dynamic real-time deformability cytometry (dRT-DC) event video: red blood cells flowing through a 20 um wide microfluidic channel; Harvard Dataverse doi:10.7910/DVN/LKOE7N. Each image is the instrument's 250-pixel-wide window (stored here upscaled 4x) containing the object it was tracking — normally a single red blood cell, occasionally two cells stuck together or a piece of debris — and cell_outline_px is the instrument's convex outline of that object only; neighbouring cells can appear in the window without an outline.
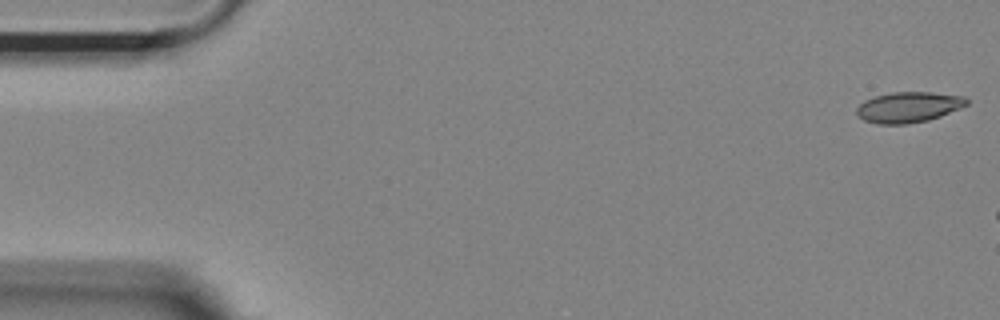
{"species": "Egyptian fruit bat (a non-hibernating species)", "species_latin": "Rousettus aegyptiacus", "temperature_condition": "room temperature", "stored_images_in_passage": 9, "camera_frame_rate_fps": 3000, "um_per_image_px": 0.085, "animal": {"sex": "female"}, "frame": {"image": 1, "passage_image": 1, "time_ms": 0.0, "image_size_px": [1000, 320], "cell_outline_px": [[968, 104], [940, 116], [928, 120], [904, 124], [880, 124], [864, 120], [856, 112], [856, 108], [864, 100], [876, 96], [892, 92], [932, 92], [964, 96], [968, 100]], "centroid_in_image_um": [77.22, 9.1], "position_along_channel_um": 7.8, "area_um2": 19.42}}